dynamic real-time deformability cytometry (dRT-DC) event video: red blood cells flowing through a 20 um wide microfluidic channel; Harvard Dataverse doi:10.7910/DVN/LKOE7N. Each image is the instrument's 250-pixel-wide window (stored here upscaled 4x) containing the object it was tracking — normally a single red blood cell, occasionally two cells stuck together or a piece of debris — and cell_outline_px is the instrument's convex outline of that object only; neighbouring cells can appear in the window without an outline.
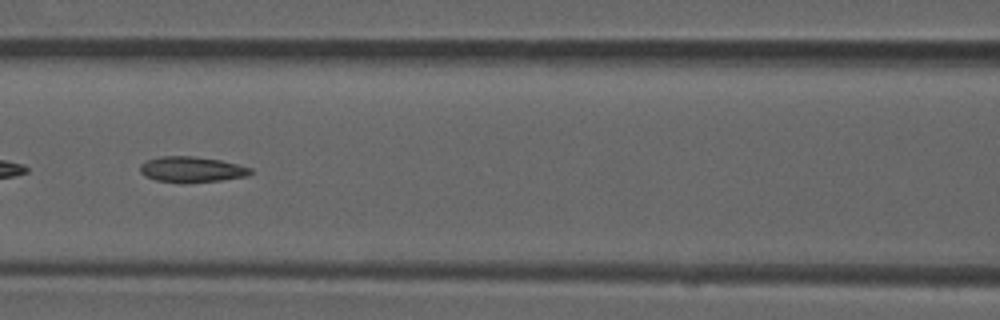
{"species": "common noctule bat (a hibernating species)", "species_latin": "Nyctalus noctula", "temperature_condition": "room temperature", "stored_images_in_passage": 8, "camera_frame_rate_fps": 3000, "um_per_image_px": 0.085, "animal": {"sex": "male", "forearm_length_mm": 52.5}, "frame": {"image": 1, "passage_image": 6, "time_ms": 1.667, "image_size_px": [1000, 320], "cell_outline_px": [[252, 172], [248, 176], [220, 180], [184, 184], [156, 180], [144, 176], [140, 172], [140, 164], [148, 160], [160, 156], [192, 156], [220, 160], [252, 168]], "centroid_in_image_um": [16.27, 14.42], "position_along_channel_um": 150.3, "area_um2": 16.65}}
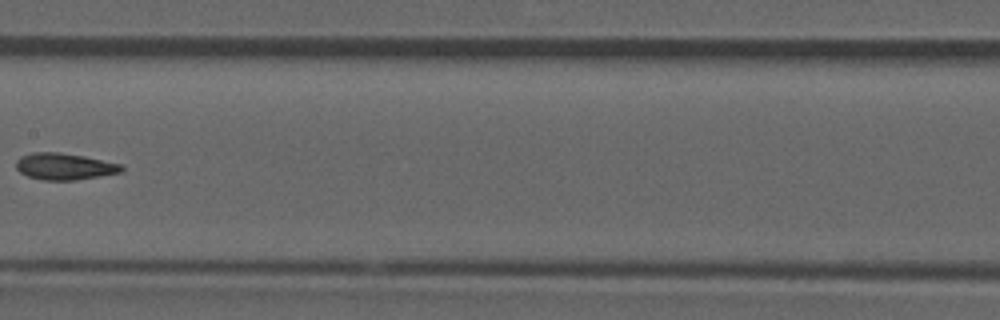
{"frame": {"image": 2, "passage_image": 7, "time_ms": 2.0, "image_size_px": [1000, 320], "cell_outline_px": [[124, 168], [120, 172], [100, 176], [76, 180], [44, 180], [28, 176], [20, 172], [16, 168], [16, 160], [20, 156], [32, 152], [60, 152], [84, 156], [124, 164]], "centroid_in_image_um": [5.49, 14.14], "position_along_channel_um": 201.9, "area_um2": 16.47}}
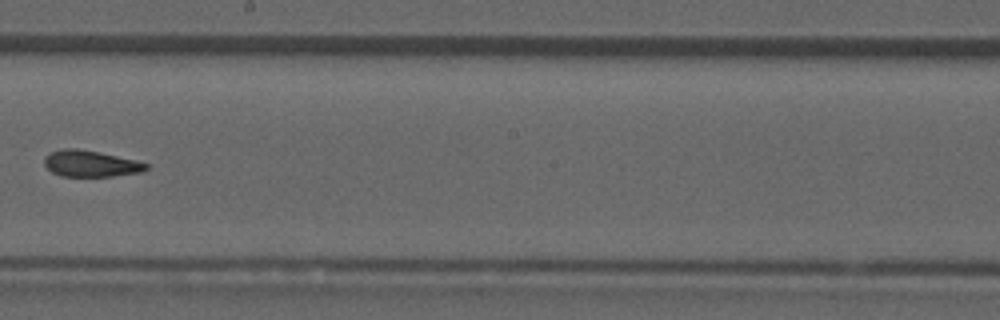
{"frame": {"image": 3, "passage_image": 8, "time_ms": 2.333, "image_size_px": [1000, 320], "cell_outline_px": [[148, 168], [144, 172], [112, 176], [60, 176], [52, 172], [44, 164], [44, 156], [52, 152], [64, 148], [76, 148], [100, 152], [136, 160], [148, 164]], "centroid_in_image_um": [7.72, 13.91], "position_along_channel_um": 240.5, "area_um2": 15.66}}